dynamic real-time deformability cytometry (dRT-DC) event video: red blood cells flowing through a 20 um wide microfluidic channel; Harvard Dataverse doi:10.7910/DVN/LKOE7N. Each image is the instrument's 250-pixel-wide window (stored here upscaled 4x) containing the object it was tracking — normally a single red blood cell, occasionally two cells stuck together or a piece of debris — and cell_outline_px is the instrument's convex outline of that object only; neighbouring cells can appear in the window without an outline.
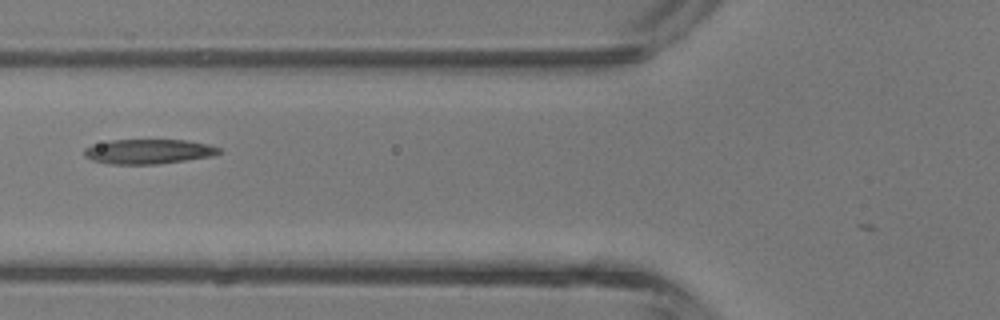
{"species": "common noctule bat (a hibernating species)", "species_latin": "Nyctalus noctula", "temperature_condition": "room temperature", "stored_images_in_passage": 5, "camera_frame_rate_fps": 3000, "um_per_image_px": 0.085, "animal": {"sex": "male", "body_mass_g": 13.3}, "frame": {"image": 1, "passage_image": 4, "time_ms": 4.333, "image_size_px": [1000, 320], "cell_outline_px": [[224, 152], [212, 156], [156, 164], [108, 164], [92, 160], [84, 156], [84, 148], [92, 144], [108, 140], [188, 140], [208, 144], [220, 148]], "centroid_in_image_um": [12.6, 12.87], "position_along_channel_um": 113.2, "area_um2": 19.54}}
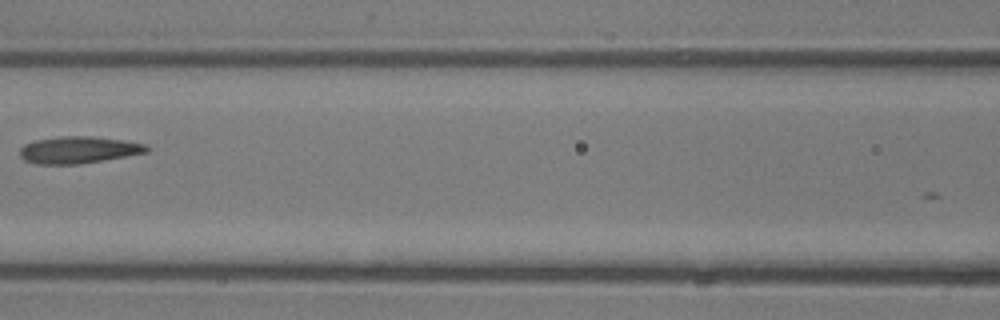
{"frame": {"image": 2, "passage_image": 5, "time_ms": 5.333, "image_size_px": [1000, 320], "cell_outline_px": [[148, 152], [76, 164], [36, 164], [24, 160], [20, 156], [20, 148], [24, 144], [36, 140], [60, 136], [92, 136], [120, 140], [144, 144], [148, 148]], "centroid_in_image_um": [6.6, 12.73], "position_along_channel_um": 160.0, "area_um2": 19.54}}